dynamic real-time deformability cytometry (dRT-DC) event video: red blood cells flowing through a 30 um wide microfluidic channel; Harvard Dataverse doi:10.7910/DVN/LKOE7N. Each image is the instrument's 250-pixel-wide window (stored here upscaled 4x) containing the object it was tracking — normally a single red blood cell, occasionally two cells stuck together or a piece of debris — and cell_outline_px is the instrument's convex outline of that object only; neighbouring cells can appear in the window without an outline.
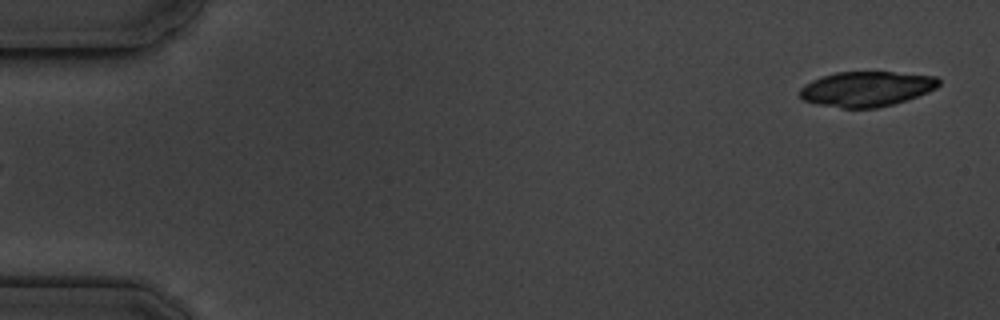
{"species": "common noctule bat (a hibernating species)", "species_latin": "Nyctalus noctula", "temperature_condition": "cold", "stored_images_in_passage": 6, "segment_of_instrument_passage": [2, 2], "camera_frame_rate_fps": 3000, "um_per_image_px": 0.085, "animal": {"sex": "male", "body_mass_g": 19.5, "forearm_length_mm": 54.6}, "frame": {"image": 1, "passage_image": 6, "time_ms": 6.0, "image_size_px": [1000, 320], "cell_outline_px": [[940, 84], [936, 88], [928, 92], [892, 104], [876, 108], [840, 108], [816, 104], [804, 100], [800, 96], [800, 88], [804, 84], [820, 76], [836, 72], [892, 72], [936, 76], [940, 80]], "centroid_in_image_um": [73.62, 7.55], "position_along_channel_um": 11.4, "area_um2": 28.38}}